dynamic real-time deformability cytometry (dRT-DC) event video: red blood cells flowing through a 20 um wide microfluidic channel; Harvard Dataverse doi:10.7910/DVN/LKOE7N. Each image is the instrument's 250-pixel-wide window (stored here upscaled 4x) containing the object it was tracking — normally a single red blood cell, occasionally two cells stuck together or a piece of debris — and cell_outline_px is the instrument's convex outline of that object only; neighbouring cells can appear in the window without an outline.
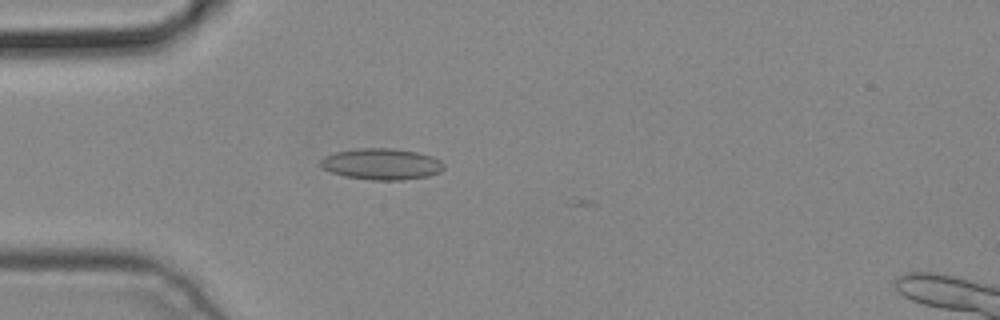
{"species": "common noctule bat (a hibernating species)", "species_latin": "Nyctalus noctula", "temperature_condition": "cold", "stored_images_in_passage": 6, "camera_frame_rate_fps": 3000, "um_per_image_px": 0.085, "animal": {"sex": "male", "body_mass_g": 19.2, "forearm_length_mm": 51.8}, "frame": {"image": 1, "passage_image": 4, "time_ms": 1.0, "image_size_px": [1000, 320], "cell_outline_px": [[444, 168], [440, 172], [428, 176], [404, 180], [372, 180], [344, 176], [332, 172], [324, 168], [320, 164], [320, 160], [324, 156], [336, 152], [356, 148], [392, 148], [416, 152], [432, 156], [440, 160], [444, 164]], "centroid_in_image_um": [32.45, 13.94], "position_along_channel_um": 52.6, "area_um2": 22.48}}